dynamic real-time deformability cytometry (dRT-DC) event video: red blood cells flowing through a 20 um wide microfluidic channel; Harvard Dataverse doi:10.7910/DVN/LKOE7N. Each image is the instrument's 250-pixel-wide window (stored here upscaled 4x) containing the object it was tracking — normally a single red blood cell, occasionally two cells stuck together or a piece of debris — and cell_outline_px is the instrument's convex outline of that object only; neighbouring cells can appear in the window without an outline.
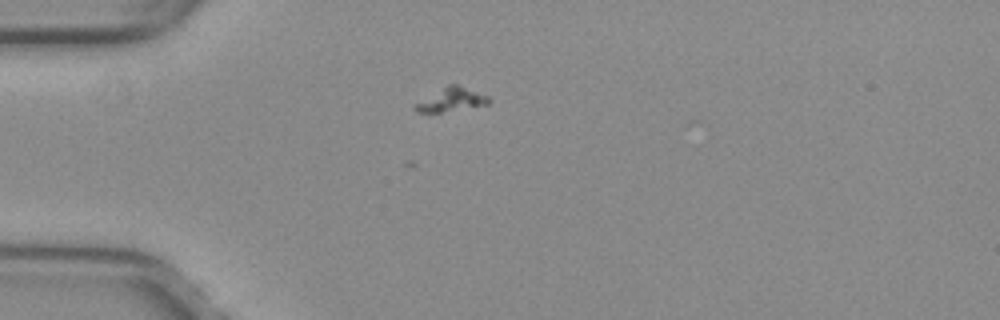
{"species": "common noctule bat (a hibernating species)", "species_latin": "Nyctalus noctula", "temperature_condition": "warm", "stored_images_in_passage": 29, "camera_frame_rate_fps": 3000, "um_per_image_px": 0.085, "animal": {"sex": "female", "body_mass_g": 29.2, "forearm_length_mm": 56.3}, "frame": {"image": 1, "passage_image": 4, "time_ms": 1.0, "image_size_px": [1000, 320], "cell_outline_px": [[492, 100], [488, 104], [440, 112], [416, 112], [412, 108], [412, 104], [448, 84], [456, 84], [488, 96]], "centroid_in_image_um": [38.3, 8.47], "position_along_channel_um": 46.7, "area_um2": 10.06}}
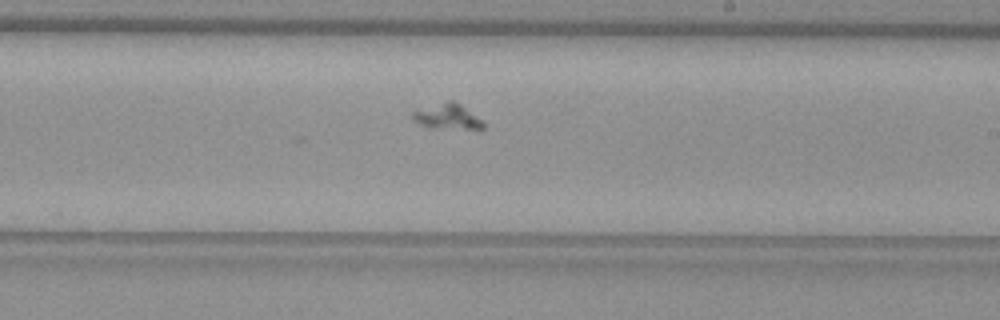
{"frame": {"image": 2, "passage_image": 21, "time_ms": 6.667, "image_size_px": [1000, 320], "cell_outline_px": [[484, 128], [432, 128], [420, 124], [412, 120], [412, 112], [448, 100], [456, 100], [480, 120], [484, 124]], "centroid_in_image_um": [37.99, 9.89], "position_along_channel_um": 251.0, "area_um2": 10.12}}
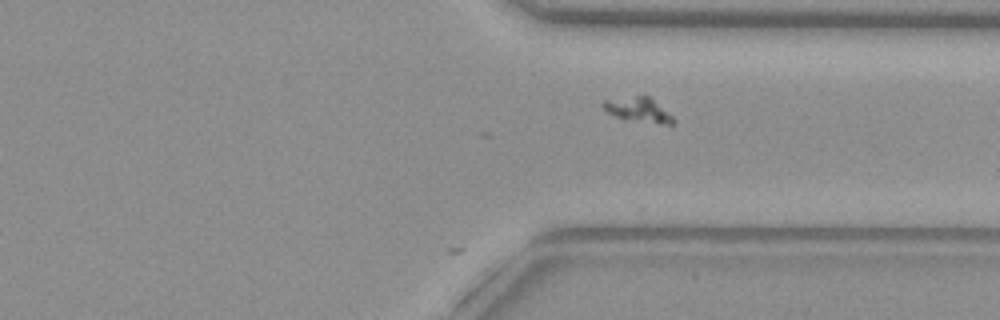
{"frame": {"image": 3, "passage_image": 29, "time_ms": 9.333, "image_size_px": [1000, 320], "cell_outline_px": [[676, 120], [672, 124], [660, 124], [624, 120], [612, 116], [600, 104], [604, 100], [644, 92], [672, 116]], "centroid_in_image_um": [54.21, 9.3], "position_along_channel_um": 357.2, "area_um2": 10.64}}